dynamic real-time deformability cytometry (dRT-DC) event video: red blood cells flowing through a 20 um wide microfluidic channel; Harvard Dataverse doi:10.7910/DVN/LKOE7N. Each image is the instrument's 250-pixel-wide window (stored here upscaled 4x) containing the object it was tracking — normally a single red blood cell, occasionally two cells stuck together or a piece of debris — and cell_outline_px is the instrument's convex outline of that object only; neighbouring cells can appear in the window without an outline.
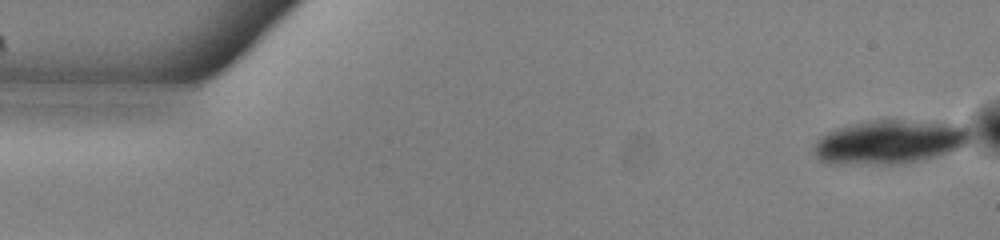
{"species": "common noctule bat (a hibernating species)", "species_latin": "Nyctalus noctula", "temperature_condition": "warm", "stored_images_in_passage": 53, "camera_frame_rate_fps": 3000, "um_per_image_px": 0.085, "animal": {"sex": "male", "body_mass_g": 13.0, "forearm_length_mm": 53.1}, "frame": {"image": 1, "passage_image": 1, "time_ms": 0.0, "image_size_px": [1000, 240], "cell_outline_px": [[968, 140], [960, 148], [936, 156], [920, 160], [900, 164], [840, 164], [820, 160], [812, 152], [812, 148], [816, 140], [820, 136], [836, 128], [868, 120], [900, 120], [960, 124], [968, 132]], "centroid_in_image_um": [75.54, 12.07], "position_along_channel_um": 9.5, "area_um2": 39.77}}
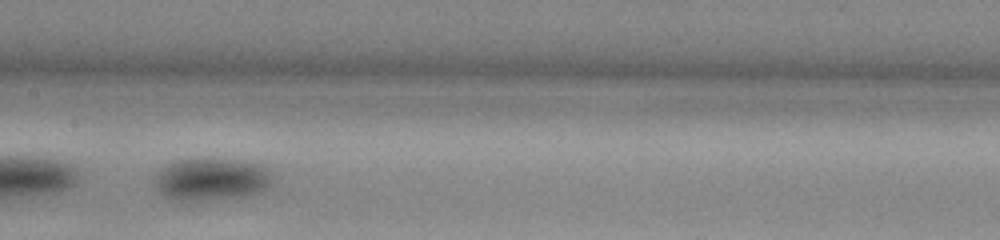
{"frame": {"image": 2, "passage_image": 26, "time_ms": 8.333, "image_size_px": [1000, 240], "cell_outline_px": [[272, 184], [268, 188], [260, 192], [240, 196], [180, 204], [164, 196], [156, 188], [156, 172], [164, 164], [172, 160], [200, 156], [204, 156], [268, 164], [272, 172]], "centroid_in_image_um": [17.95, 15.21], "position_along_channel_um": 189.5, "area_um2": 30.92}}
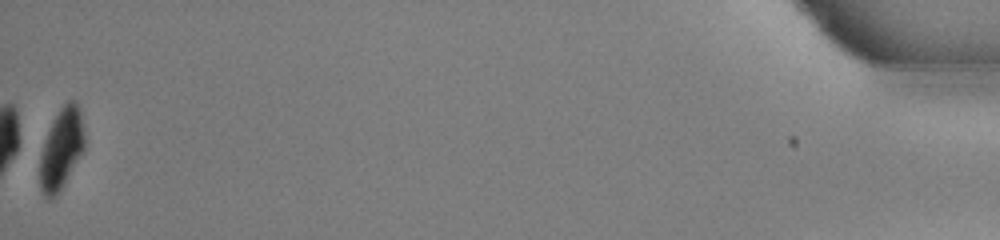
{"frame": {"image": 3, "passage_image": 53, "time_ms": 17.333, "image_size_px": [1000, 240], "cell_outline_px": [[84, 152], [60, 192], [52, 200], [48, 200], [44, 196], [40, 188], [40, 156], [48, 132], [60, 108], [68, 100], [72, 100], [80, 108], [84, 132]], "centroid_in_image_um": [5.24, 12.73], "position_along_channel_um": 430.0, "area_um2": 21.1}}